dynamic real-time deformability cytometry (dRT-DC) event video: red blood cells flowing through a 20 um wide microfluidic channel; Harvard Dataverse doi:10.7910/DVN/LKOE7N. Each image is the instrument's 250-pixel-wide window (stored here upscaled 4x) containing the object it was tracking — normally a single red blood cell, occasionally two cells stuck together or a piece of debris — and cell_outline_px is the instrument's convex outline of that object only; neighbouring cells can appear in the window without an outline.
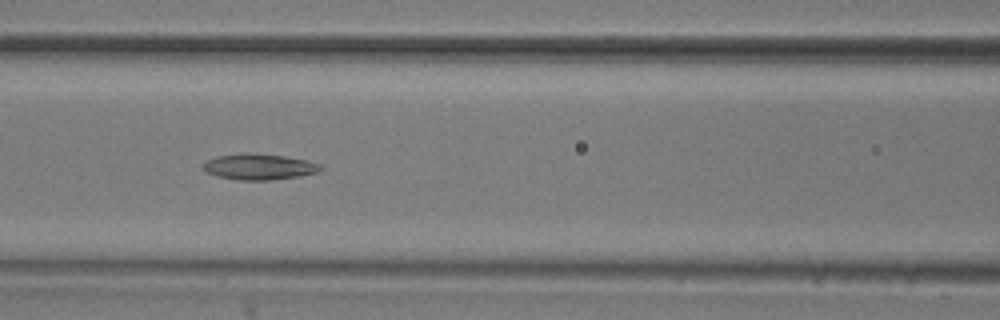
{"species": "common noctule bat (a hibernating species)", "species_latin": "Nyctalus noctula", "temperature_condition": "room temperature", "stored_images_in_passage": 55, "camera_frame_rate_fps": 3000, "um_per_image_px": 0.085, "animal": {"sex": "male", "body_mass_g": 20.5, "forearm_length_mm": 52.5}, "frame": {"image": 1, "passage_image": 23, "time_ms": 7.333, "image_size_px": [1000, 320], "cell_outline_px": [[324, 168], [316, 172], [300, 176], [268, 180], [240, 180], [216, 176], [208, 172], [204, 168], [204, 164], [208, 160], [216, 156], [244, 152], [248, 152], [284, 156], [304, 160], [320, 164]], "centroid_in_image_um": [22.02, 14.16], "position_along_channel_um": 144.6, "area_um2": 17.57}}
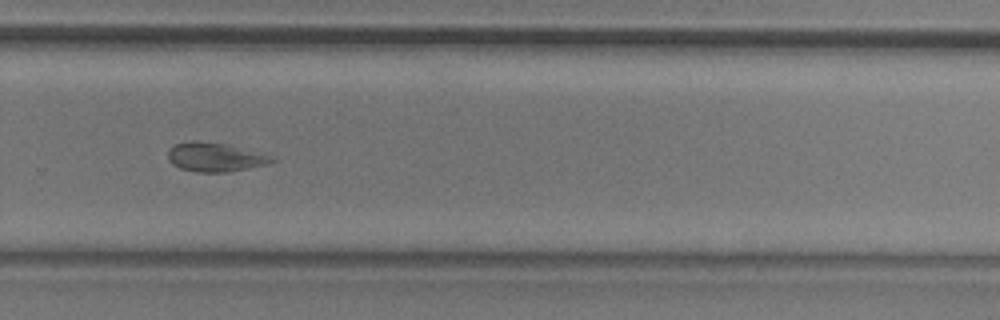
{"frame": {"image": 2, "passage_image": 37, "time_ms": 12.0, "image_size_px": [1000, 320], "cell_outline_px": [[276, 160], [268, 164], [228, 172], [196, 172], [180, 168], [172, 164], [168, 160], [168, 148], [176, 144], [188, 140], [196, 140], [224, 144], [276, 156]], "centroid_in_image_um": [18.27, 13.35], "position_along_channel_um": 311.5, "area_um2": 17.69}}
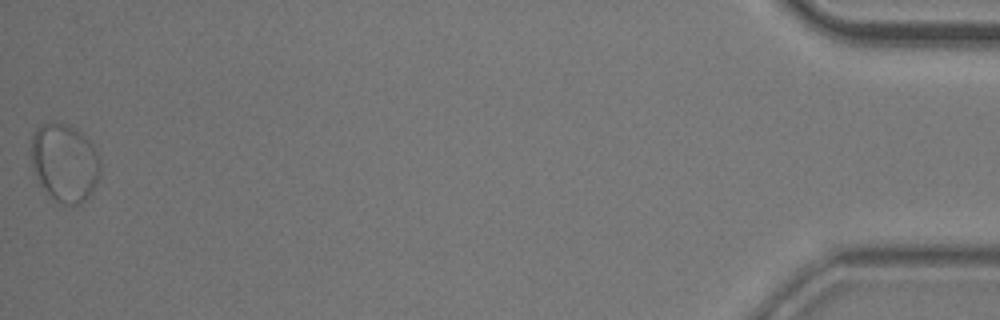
{"frame": {"image": 3, "passage_image": 55, "time_ms": 18.0, "image_size_px": [1000, 320], "cell_outline_px": [[100, 172], [92, 192], [80, 204], [60, 204], [40, 184], [32, 164], [32, 136], [36, 128], [40, 124], [68, 124], [76, 128], [92, 144], [100, 160]], "centroid_in_image_um": [5.51, 13.82], "position_along_channel_um": 429.7, "area_um2": 30.92}, "authors_computed_cell_mechanics": {"area_um2": 21.0392, "velocity_mm_per_s": 3.5962, "shape_relaxation_time_tau1_ms": null, "shape_relaxation_time_tau2_ms": 5.9028, "deformation_change_tau1": null, "deformation_change_tau2": 0.1102}}